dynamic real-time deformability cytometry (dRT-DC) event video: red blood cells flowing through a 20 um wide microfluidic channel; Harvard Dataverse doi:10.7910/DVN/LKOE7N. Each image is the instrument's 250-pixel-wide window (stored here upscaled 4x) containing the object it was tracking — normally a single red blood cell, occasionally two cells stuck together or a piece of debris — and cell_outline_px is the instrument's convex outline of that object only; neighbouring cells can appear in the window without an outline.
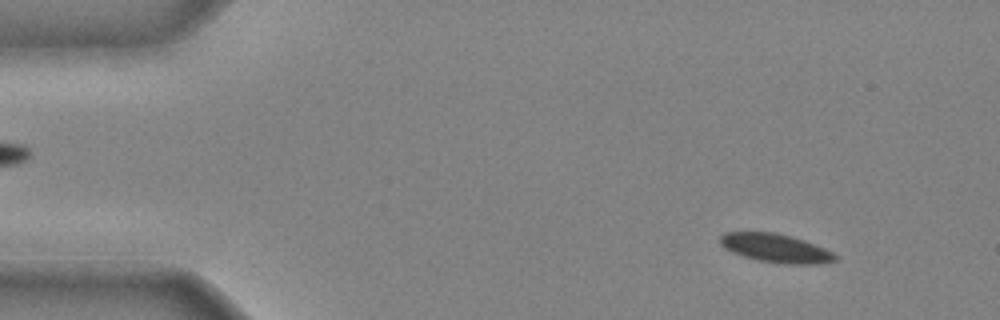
{"species": "common noctule bat (a hibernating species)", "species_latin": "Nyctalus noctula", "temperature_condition": "cold", "stored_images_in_passage": 43, "camera_frame_rate_fps": 3000, "um_per_image_px": 0.085, "animal": {"sex": "male", "body_mass_g": 20.4}, "frame": {"image": 1, "passage_image": 5, "time_ms": 1.333, "image_size_px": [1000, 320], "cell_outline_px": [[836, 260], [816, 264], [792, 264], [760, 260], [744, 256], [732, 252], [724, 248], [720, 244], [720, 236], [724, 232], [772, 232], [804, 240], [824, 248], [832, 252], [836, 256]], "centroid_in_image_um": [65.9, 21.08], "position_along_channel_um": 19.1, "area_um2": 18.79}}
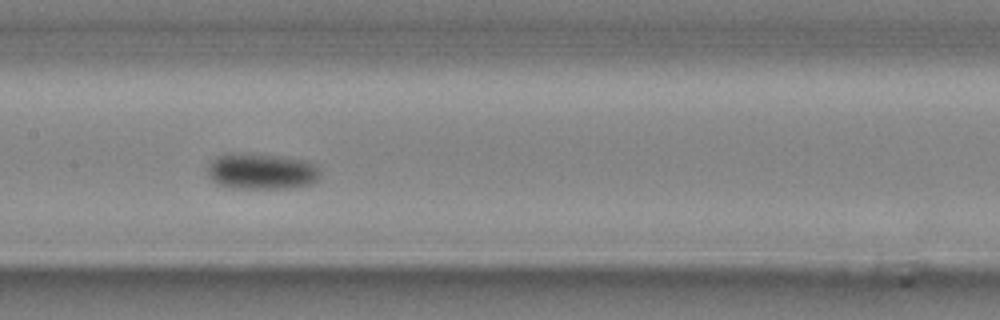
{"frame": {"image": 2, "passage_image": 22, "time_ms": 7.0, "image_size_px": [1000, 320], "cell_outline_px": [[320, 180], [312, 184], [292, 188], [232, 188], [220, 184], [212, 180], [208, 172], [208, 164], [216, 156], [232, 152], [248, 152], [280, 156], [304, 160], [316, 164], [320, 172]], "centroid_in_image_um": [22.26, 14.55], "position_along_channel_um": 185.1, "area_um2": 24.1}}
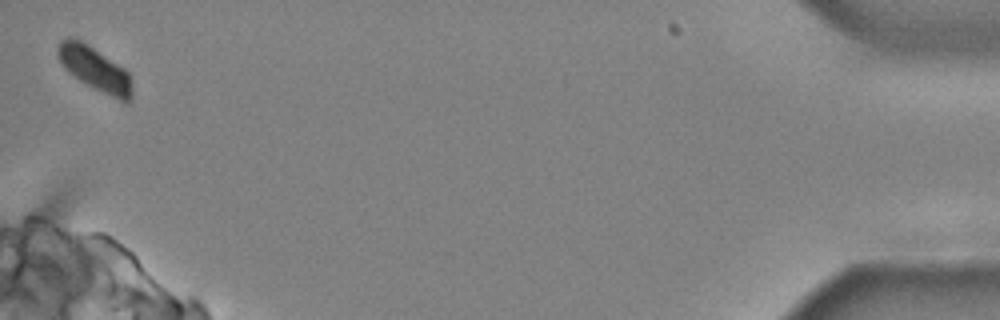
{"frame": {"image": 3, "passage_image": 43, "time_ms": 14.0, "image_size_px": [1000, 320], "cell_outline_px": [[132, 100], [128, 104], [124, 104], [80, 80], [68, 72], [64, 68], [56, 52], [56, 48], [60, 40], [68, 36], [80, 40], [88, 44], [124, 68], [128, 72], [132, 84]], "centroid_in_image_um": [8.08, 5.87], "position_along_channel_um": 427.1, "area_um2": 19.25}}